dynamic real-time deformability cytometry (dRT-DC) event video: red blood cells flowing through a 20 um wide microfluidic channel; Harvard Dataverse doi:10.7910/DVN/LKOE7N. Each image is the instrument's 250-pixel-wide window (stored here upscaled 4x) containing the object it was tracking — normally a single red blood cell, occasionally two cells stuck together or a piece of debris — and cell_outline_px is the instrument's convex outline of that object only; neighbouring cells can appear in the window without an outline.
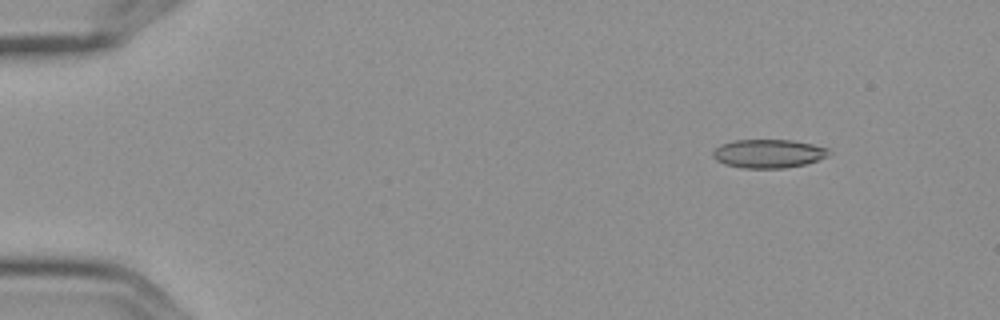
{"species": "Egyptian fruit bat (a non-hibernating species)", "species_latin": "Rousettus aegyptiacus", "temperature_condition": "cold", "stored_images_in_passage": 5, "camera_frame_rate_fps": 3000, "um_per_image_px": 0.085, "frame": {"image": 1, "passage_image": 2, "time_ms": 0.333, "image_size_px": [1000, 320], "cell_outline_px": [[832, 152], [828, 156], [804, 164], [784, 168], [744, 168], [724, 164], [716, 160], [712, 156], [712, 152], [720, 144], [736, 140], [792, 140], [812, 144], [828, 148]], "centroid_in_image_um": [65.31, 13.05], "position_along_channel_um": 19.7, "area_um2": 19.31}}